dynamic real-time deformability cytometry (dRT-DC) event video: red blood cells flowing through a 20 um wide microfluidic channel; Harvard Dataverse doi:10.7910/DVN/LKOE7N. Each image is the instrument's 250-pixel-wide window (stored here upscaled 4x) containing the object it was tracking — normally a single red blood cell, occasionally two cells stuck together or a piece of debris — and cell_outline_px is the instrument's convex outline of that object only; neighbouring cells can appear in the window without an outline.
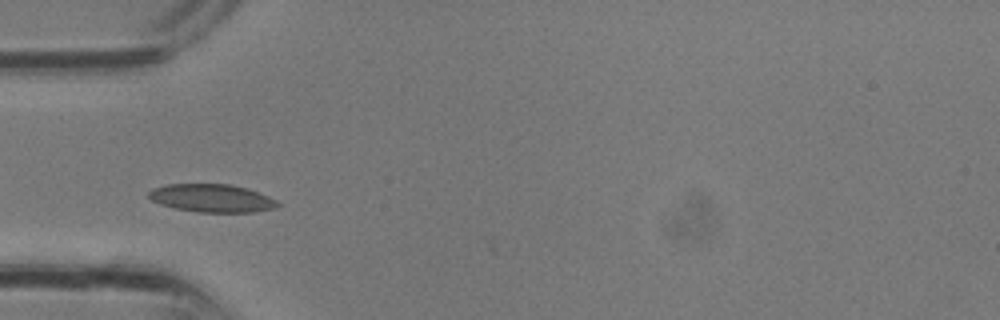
{"species": "common noctule bat (a hibernating species)", "species_latin": "Nyctalus noctula", "temperature_condition": "room temperature", "stored_images_in_passage": 7, "camera_frame_rate_fps": 3000, "um_per_image_px": 0.085, "animal": {"sex": "male", "body_mass_g": 13.3}, "frame": {"image": 1, "passage_image": 5, "time_ms": 1.333, "image_size_px": [1000, 320], "cell_outline_px": [[280, 204], [276, 208], [252, 212], [196, 212], [176, 208], [160, 204], [152, 200], [148, 196], [148, 192], [152, 188], [168, 184], [228, 184], [244, 188], [268, 196], [276, 200]], "centroid_in_image_um": [17.98, 16.85], "position_along_channel_um": 67.0, "area_um2": 20.87}}